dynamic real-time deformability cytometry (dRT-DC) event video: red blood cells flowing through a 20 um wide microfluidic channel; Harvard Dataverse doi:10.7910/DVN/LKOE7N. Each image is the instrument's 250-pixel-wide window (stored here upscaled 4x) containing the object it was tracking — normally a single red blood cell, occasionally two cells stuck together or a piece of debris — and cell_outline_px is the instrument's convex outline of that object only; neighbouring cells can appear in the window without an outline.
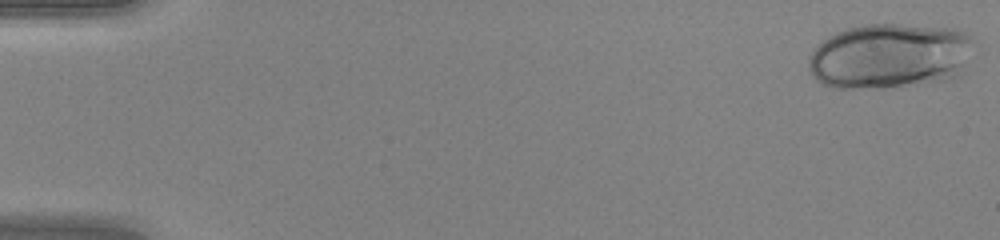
{"species": "human", "species_latin": "Homo sapiens", "temperature_condition": "warm", "stored_images_in_passage": 48, "camera_frame_rate_fps": 3000, "um_per_image_px": 0.085, "donor": {"sex": "female"}, "frame": {"image": 1, "passage_image": 1, "time_ms": 0.0, "image_size_px": [1000, 240], "cell_outline_px": [[972, 40], [960, 76], [948, 80], [884, 88], [832, 88], [816, 80], [812, 76], [808, 68], [808, 60], [812, 52], [828, 36], [844, 28], [864, 24], [900, 24], [956, 28], [972, 36]], "centroid_in_image_um": [75.6, 4.76], "position_along_channel_um": 9.4, "area_um2": 63.12}}
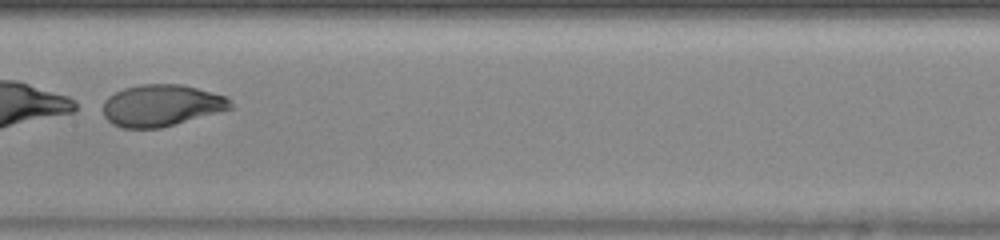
{"frame": {"image": 2, "passage_image": 26, "time_ms": 8.333, "image_size_px": [1000, 240], "cell_outline_px": [[236, 108], [160, 128], [124, 128], [112, 124], [104, 116], [104, 100], [108, 96], [124, 88], [140, 84], [180, 84], [196, 88], [224, 96]], "centroid_in_image_um": [13.72, 8.97], "position_along_channel_um": 193.7, "area_um2": 30.87}}